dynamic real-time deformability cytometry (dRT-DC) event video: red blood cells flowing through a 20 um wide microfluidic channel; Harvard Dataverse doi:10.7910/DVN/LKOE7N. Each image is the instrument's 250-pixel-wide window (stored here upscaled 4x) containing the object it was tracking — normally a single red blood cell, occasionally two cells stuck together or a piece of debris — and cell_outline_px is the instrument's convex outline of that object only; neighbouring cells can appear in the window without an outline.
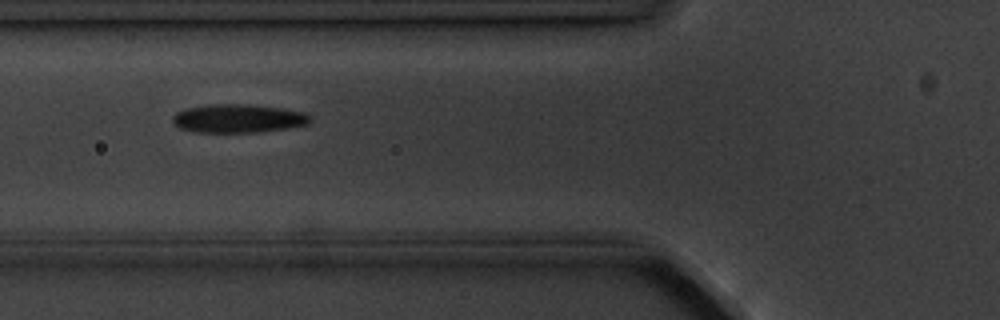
{"species": "common noctule bat (a hibernating species)", "species_latin": "Nyctalus noctula", "temperature_condition": "cold", "stored_images_in_passage": 9, "camera_frame_rate_fps": 3000, "um_per_image_px": 0.085, "animal": {"sex": "male", "body_mass_g": 20.1, "forearm_length_mm": 53.5}, "frame": {"image": 1, "passage_image": 6, "time_ms": 6.0, "image_size_px": [1000, 320], "cell_outline_px": [[312, 120], [308, 124], [288, 128], [256, 132], [192, 132], [180, 128], [172, 124], [172, 116], [176, 112], [188, 108], [208, 104], [248, 104], [284, 108], [304, 112], [312, 116]], "centroid_in_image_um": [20.25, 10.06], "position_along_channel_um": 105.6, "area_um2": 23.12}}
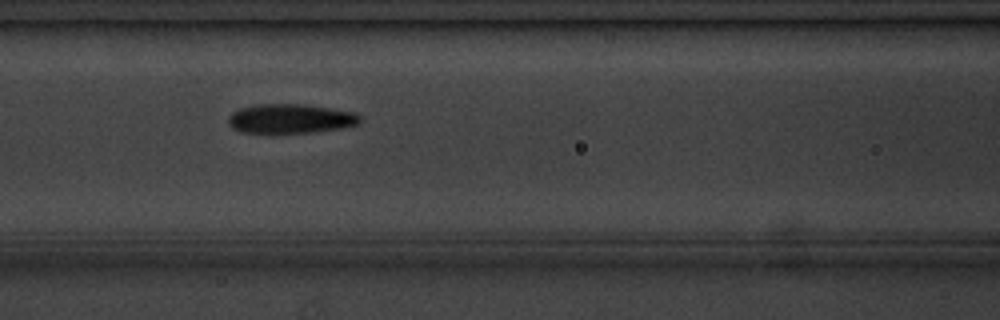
{"frame": {"image": 2, "passage_image": 7, "time_ms": 7.0, "image_size_px": [1000, 320], "cell_outline_px": [[360, 124], [340, 128], [312, 132], [244, 132], [232, 128], [228, 124], [228, 116], [232, 112], [240, 108], [256, 104], [304, 104], [332, 108], [356, 112], [360, 116]], "centroid_in_image_um": [24.7, 10.07], "position_along_channel_um": 141.9, "area_um2": 22.48}}